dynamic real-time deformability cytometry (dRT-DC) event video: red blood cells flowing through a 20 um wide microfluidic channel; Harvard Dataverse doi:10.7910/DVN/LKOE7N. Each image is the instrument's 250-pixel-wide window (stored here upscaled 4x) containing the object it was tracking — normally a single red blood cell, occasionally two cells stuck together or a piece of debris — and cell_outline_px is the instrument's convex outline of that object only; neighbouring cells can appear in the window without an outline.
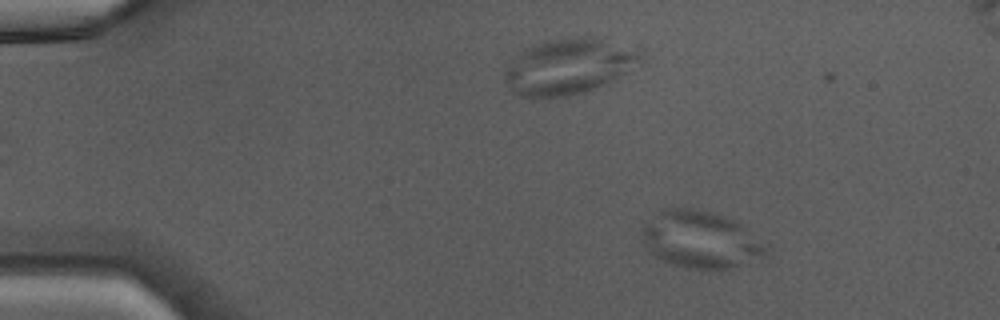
{"species": "Egyptian fruit bat (a non-hibernating species)", "species_latin": "Rousettus aegyptiacus", "temperature_condition": "warm", "stored_images_in_passage": 46, "camera_frame_rate_fps": 3000, "um_per_image_px": 0.085, "animal": {"sex": "male"}, "frame": {"image": 1, "passage_image": 7, "time_ms": 2.0, "image_size_px": [1000, 320], "cell_outline_px": [[768, 248], [764, 264], [732, 268], [688, 268], [664, 260], [656, 256], [644, 244], [644, 228], [664, 208], [688, 208], [712, 212], [724, 216], [740, 224]], "centroid_in_image_um": [59.7, 20.42], "position_along_channel_um": 25.3, "area_um2": 40.75}}